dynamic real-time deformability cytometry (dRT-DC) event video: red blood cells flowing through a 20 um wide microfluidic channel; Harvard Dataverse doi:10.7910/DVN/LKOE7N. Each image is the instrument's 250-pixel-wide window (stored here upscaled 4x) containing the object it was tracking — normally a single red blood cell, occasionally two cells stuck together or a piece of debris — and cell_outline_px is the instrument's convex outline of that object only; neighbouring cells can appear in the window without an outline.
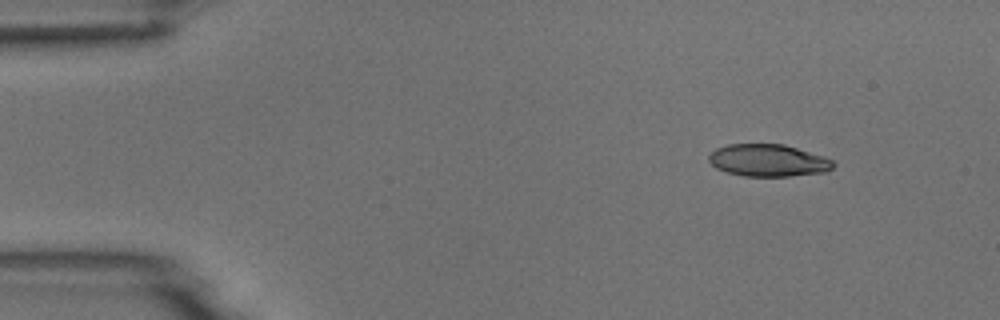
{"species": "common noctule bat (a hibernating species)", "species_latin": "Nyctalus noctula", "temperature_condition": "room temperature", "stored_images_in_passage": 5, "camera_frame_rate_fps": 3000, "um_per_image_px": 0.085, "animal": {"sex": "male", "body_mass_g": 18.8}, "frame": {"image": 1, "passage_image": 2, "time_ms": 1.0, "image_size_px": [1000, 320], "cell_outline_px": [[836, 164], [828, 172], [788, 176], [744, 176], [728, 172], [716, 168], [708, 160], [708, 156], [716, 148], [728, 144], [784, 144], [824, 156], [832, 160]], "centroid_in_image_um": [65.32, 13.63], "position_along_channel_um": 19.7, "area_um2": 23.41}}